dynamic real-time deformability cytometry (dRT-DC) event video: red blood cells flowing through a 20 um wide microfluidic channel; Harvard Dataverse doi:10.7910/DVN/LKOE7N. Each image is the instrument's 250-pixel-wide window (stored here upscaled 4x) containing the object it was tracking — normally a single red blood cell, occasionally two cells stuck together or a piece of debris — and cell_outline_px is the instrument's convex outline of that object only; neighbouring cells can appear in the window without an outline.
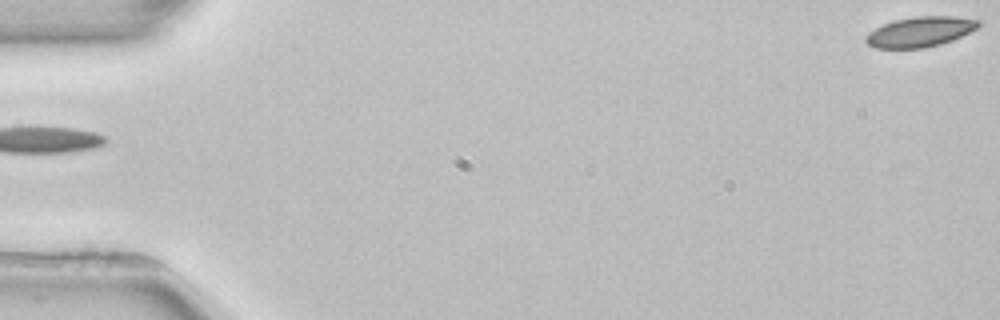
{"species": "common noctule bat (a hibernating species)", "species_latin": "Nyctalus noctula", "temperature_condition": "room temperature", "stored_images_in_passage": 5, "segment_of_instrument_passage": [2, 2], "camera_frame_rate_fps": 3000, "um_per_image_px": 0.085, "animal": {"sex": "female", "body_mass_g": 22.7, "forearm_length_mm": 54.2}, "frame": {"image": 1, "passage_image": 5, "time_ms": 5.667, "image_size_px": [1000, 320], "cell_outline_px": [[980, 24], [976, 28], [952, 40], [940, 44], [924, 48], [876, 48], [868, 44], [864, 40], [864, 36], [868, 32], [892, 20], [916, 16], [952, 16], [980, 20]], "centroid_in_image_um": [78.16, 2.7], "position_along_channel_um": 6.8, "area_um2": 19.71}}